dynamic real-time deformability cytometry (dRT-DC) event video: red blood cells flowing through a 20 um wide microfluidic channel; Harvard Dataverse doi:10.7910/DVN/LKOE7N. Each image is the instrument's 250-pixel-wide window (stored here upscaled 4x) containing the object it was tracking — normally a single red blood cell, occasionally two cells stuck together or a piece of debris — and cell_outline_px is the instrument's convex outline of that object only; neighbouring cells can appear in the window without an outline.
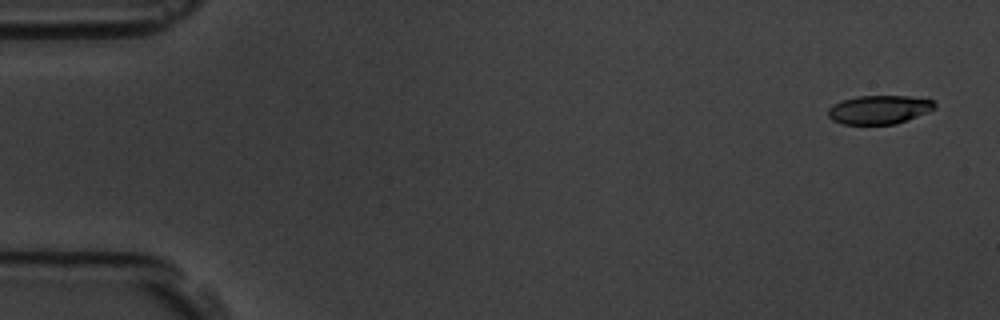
{"species": "common noctule bat (a hibernating species)", "species_latin": "Nyctalus noctula", "temperature_condition": "room temperature", "stored_images_in_passage": 12, "camera_frame_rate_fps": 3000, "um_per_image_px": 0.085, "animal": {"sex": "male", "body_mass_g": 19.5, "forearm_length_mm": 54.6}, "frame": {"image": 1, "passage_image": 3, "time_ms": 0.667, "image_size_px": [1000, 320], "cell_outline_px": [[936, 108], [908, 120], [896, 124], [844, 124], [832, 120], [828, 116], [828, 108], [832, 104], [840, 100], [856, 96], [908, 96], [932, 100], [936, 104]], "centroid_in_image_um": [74.7, 9.31], "position_along_channel_um": 10.3, "area_um2": 17.92}}